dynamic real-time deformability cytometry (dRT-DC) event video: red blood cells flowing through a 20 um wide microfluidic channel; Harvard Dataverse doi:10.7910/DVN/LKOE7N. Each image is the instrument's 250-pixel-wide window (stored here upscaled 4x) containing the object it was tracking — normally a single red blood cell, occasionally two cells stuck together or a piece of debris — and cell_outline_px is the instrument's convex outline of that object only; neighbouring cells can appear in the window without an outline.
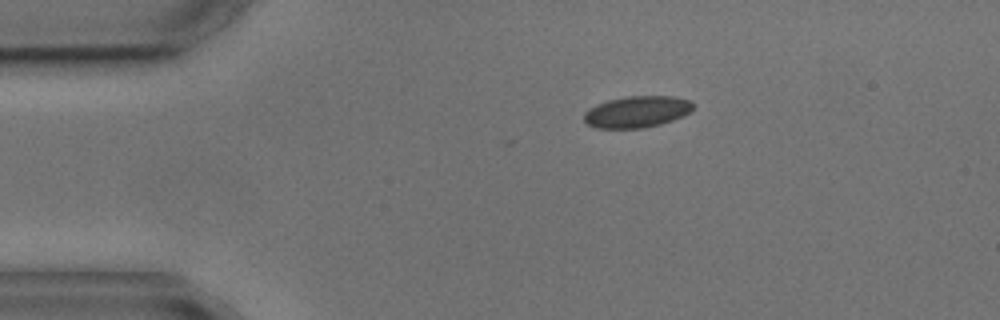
{"species": "common noctule bat (a hibernating species)", "species_latin": "Nyctalus noctula", "temperature_condition": "cold", "stored_images_in_passage": 4, "camera_frame_rate_fps": 3000, "um_per_image_px": 0.085, "animal": {"sex": "male", "body_mass_g": 17.9, "forearm_length_mm": 54.2}, "frame": {"image": 1, "passage_image": 1, "time_ms": 0.0, "image_size_px": [1000, 320], "cell_outline_px": [[692, 108], [684, 116], [660, 124], [644, 128], [596, 128], [588, 124], [584, 120], [584, 112], [588, 108], [596, 104], [608, 100], [628, 96], [672, 96], [692, 100]], "centroid_in_image_um": [54.12, 9.5], "position_along_channel_um": 30.9, "area_um2": 20.06}}
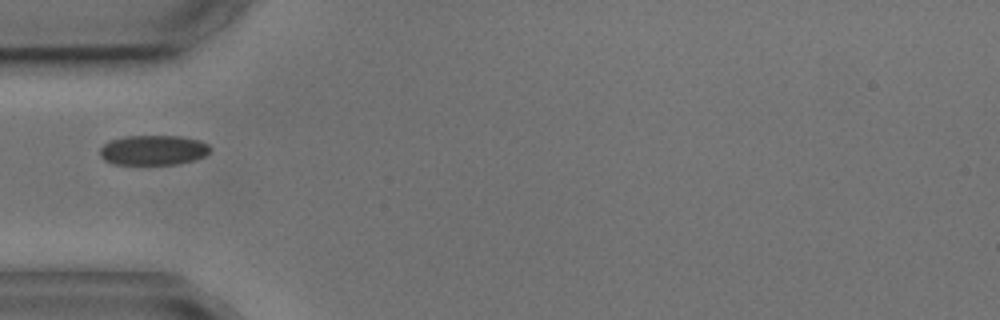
{"frame": {"image": 2, "passage_image": 3, "time_ms": 2.333, "image_size_px": [1000, 320], "cell_outline_px": [[212, 148], [204, 156], [192, 160], [176, 164], [112, 164], [104, 160], [100, 156], [100, 148], [104, 144], [112, 140], [124, 136], [180, 136], [200, 140], [208, 144]], "centroid_in_image_um": [13.02, 12.76], "position_along_channel_um": 72.0, "area_um2": 19.19}}